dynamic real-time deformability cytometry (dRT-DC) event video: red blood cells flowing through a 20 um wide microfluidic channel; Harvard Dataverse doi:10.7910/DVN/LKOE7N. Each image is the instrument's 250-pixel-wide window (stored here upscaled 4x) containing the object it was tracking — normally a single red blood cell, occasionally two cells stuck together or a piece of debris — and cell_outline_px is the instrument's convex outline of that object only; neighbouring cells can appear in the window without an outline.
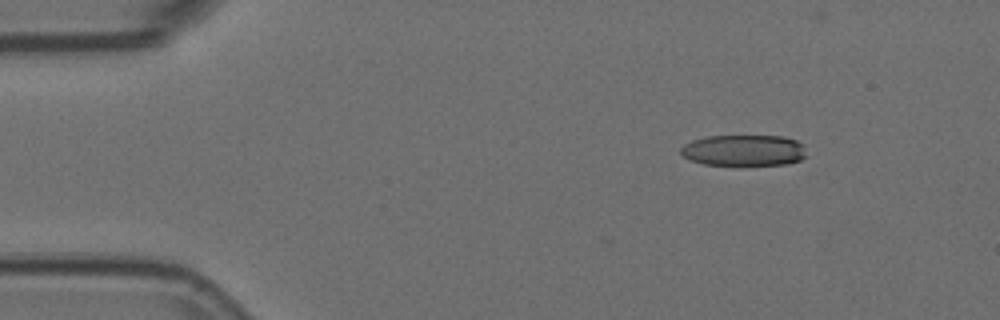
{"species": "Egyptian fruit bat (a non-hibernating species)", "species_latin": "Rousettus aegyptiacus", "temperature_condition": "room temperature", "stored_images_in_passage": 8, "camera_frame_rate_fps": 3000, "um_per_image_px": 0.085, "animal": {"sex": "female"}, "frame": {"image": 1, "passage_image": 1, "time_ms": 0.0, "image_size_px": [1000, 320], "cell_outline_px": [[808, 156], [800, 160], [784, 164], [704, 164], [688, 160], [680, 152], [680, 148], [684, 144], [692, 140], [704, 136], [784, 136], [796, 140], [804, 144]], "centroid_in_image_um": [63.24, 12.76], "position_along_channel_um": 21.8, "area_um2": 22.89}}